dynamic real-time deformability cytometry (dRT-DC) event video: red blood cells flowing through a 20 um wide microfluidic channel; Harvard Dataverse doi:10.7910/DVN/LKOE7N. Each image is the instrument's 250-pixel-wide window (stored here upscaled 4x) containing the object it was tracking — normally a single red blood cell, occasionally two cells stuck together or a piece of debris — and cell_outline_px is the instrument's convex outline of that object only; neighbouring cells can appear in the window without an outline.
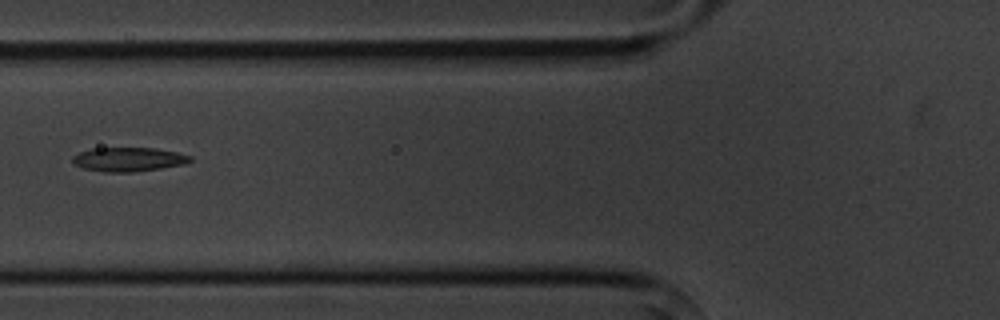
{"species": "common noctule bat (a hibernating species)", "species_latin": "Nyctalus noctula", "temperature_condition": "cold", "stored_images_in_passage": 7, "camera_frame_rate_fps": 3000, "um_per_image_px": 0.085, "animal": {"sex": "male", "body_mass_g": 20.1, "forearm_length_mm": 53.5}, "frame": {"image": 1, "passage_image": 6, "time_ms": 6.0, "image_size_px": [1000, 320], "cell_outline_px": [[192, 160], [184, 164], [136, 172], [104, 172], [84, 168], [76, 164], [72, 160], [72, 156], [80, 152], [92, 148], [156, 148], [176, 152], [192, 156]], "centroid_in_image_um": [10.93, 13.54], "position_along_channel_um": 114.9, "area_um2": 16.42}}
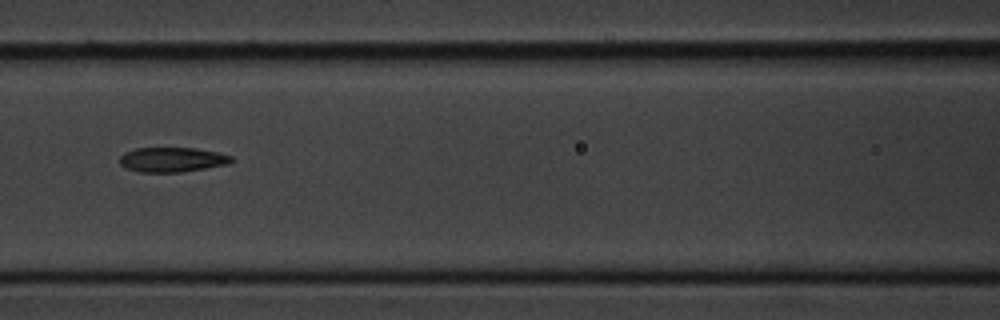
{"frame": {"image": 2, "passage_image": 7, "time_ms": 7.0, "image_size_px": [1000, 320], "cell_outline_px": [[236, 160], [228, 164], [180, 172], [140, 172], [124, 168], [120, 164], [120, 156], [124, 152], [136, 148], [196, 148], [216, 152], [232, 156]], "centroid_in_image_um": [14.62, 13.57], "position_along_channel_um": 152.0, "area_um2": 16.13}}